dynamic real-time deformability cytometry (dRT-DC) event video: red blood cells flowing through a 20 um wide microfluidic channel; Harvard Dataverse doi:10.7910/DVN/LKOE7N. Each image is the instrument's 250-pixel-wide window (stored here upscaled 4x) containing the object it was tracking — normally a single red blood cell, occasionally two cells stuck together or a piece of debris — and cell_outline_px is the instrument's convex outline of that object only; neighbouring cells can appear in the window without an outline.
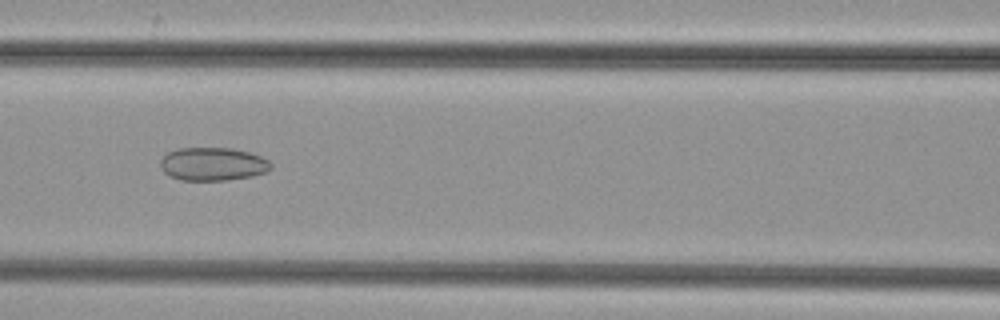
{"species": "common noctule bat (a hibernating species)", "species_latin": "Nyctalus noctula", "temperature_condition": "cold", "stored_images_in_passage": 17, "camera_frame_rate_fps": 3000, "um_per_image_px": 0.085, "animal": {"sex": "female", "body_mass_g": 29.2, "forearm_length_mm": 56.3}, "frame": {"image": 1, "passage_image": 9, "time_ms": 2.667, "image_size_px": [1000, 320], "cell_outline_px": [[272, 168], [268, 172], [252, 176], [228, 180], [180, 180], [168, 176], [160, 168], [160, 160], [168, 152], [180, 148], [232, 148], [248, 152], [260, 156], [268, 160], [272, 164]], "centroid_in_image_um": [18.09, 13.95], "position_along_channel_um": 148.5, "area_um2": 21.56}}
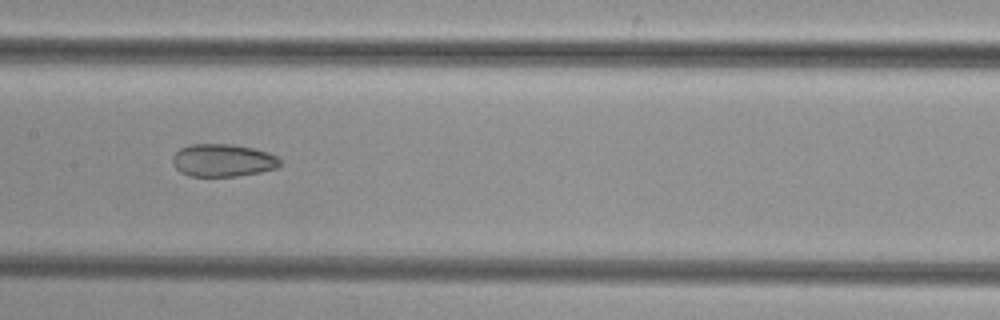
{"frame": {"image": 2, "passage_image": 12, "time_ms": 3.667, "image_size_px": [1000, 320], "cell_outline_px": [[280, 164], [276, 168], [260, 172], [236, 176], [188, 176], [180, 172], [172, 164], [172, 156], [180, 148], [192, 144], [232, 144], [252, 148], [268, 152], [276, 156], [280, 160]], "centroid_in_image_um": [18.91, 13.63], "position_along_channel_um": 188.5, "area_um2": 20.46}}
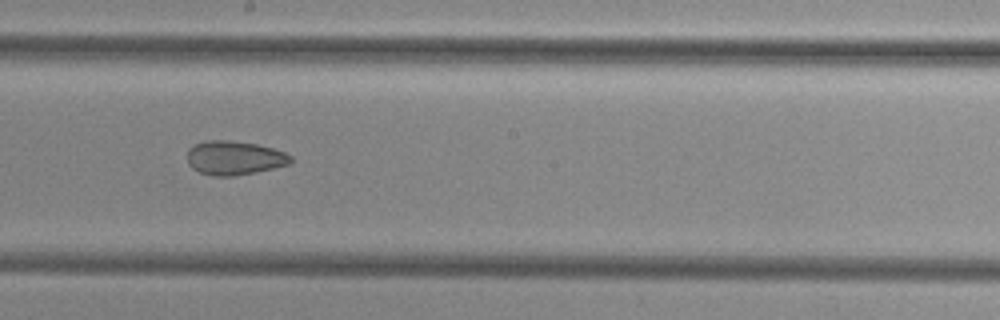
{"frame": {"image": 3, "passage_image": 15, "time_ms": 4.667, "image_size_px": [1000, 320], "cell_outline_px": [[292, 160], [288, 164], [256, 172], [232, 176], [216, 176], [200, 172], [192, 168], [188, 164], [188, 148], [204, 140], [228, 140], [256, 144], [272, 148], [284, 152], [292, 156]], "centroid_in_image_um": [19.9, 13.41], "position_along_channel_um": 228.3, "area_um2": 20.35}}